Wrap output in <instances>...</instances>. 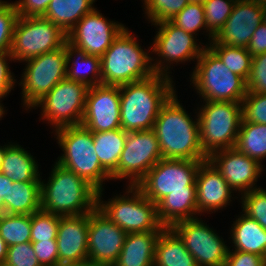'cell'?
<instances>
[{"mask_svg": "<svg viewBox=\"0 0 266 266\" xmlns=\"http://www.w3.org/2000/svg\"><path fill=\"white\" fill-rule=\"evenodd\" d=\"M172 78L154 74L119 86L120 123L126 132L152 130L163 105L176 92Z\"/></svg>", "mask_w": 266, "mask_h": 266, "instance_id": "obj_1", "label": "cell"}, {"mask_svg": "<svg viewBox=\"0 0 266 266\" xmlns=\"http://www.w3.org/2000/svg\"><path fill=\"white\" fill-rule=\"evenodd\" d=\"M176 92L163 105L153 131L165 159L205 161L208 156L200 145L198 117H192L180 104Z\"/></svg>", "mask_w": 266, "mask_h": 266, "instance_id": "obj_2", "label": "cell"}, {"mask_svg": "<svg viewBox=\"0 0 266 266\" xmlns=\"http://www.w3.org/2000/svg\"><path fill=\"white\" fill-rule=\"evenodd\" d=\"M49 180L41 179V209L58 216L92 212L97 190L85 179L55 162ZM46 182V183H45Z\"/></svg>", "mask_w": 266, "mask_h": 266, "instance_id": "obj_3", "label": "cell"}, {"mask_svg": "<svg viewBox=\"0 0 266 266\" xmlns=\"http://www.w3.org/2000/svg\"><path fill=\"white\" fill-rule=\"evenodd\" d=\"M128 30L126 27L100 57L104 85L121 86L155 74L151 65L154 57L142 49Z\"/></svg>", "mask_w": 266, "mask_h": 266, "instance_id": "obj_4", "label": "cell"}, {"mask_svg": "<svg viewBox=\"0 0 266 266\" xmlns=\"http://www.w3.org/2000/svg\"><path fill=\"white\" fill-rule=\"evenodd\" d=\"M53 131L64 152L56 163L85 179L97 191L104 190L103 181L112 179L95 152L93 132L82 125L65 126Z\"/></svg>", "mask_w": 266, "mask_h": 266, "instance_id": "obj_5", "label": "cell"}, {"mask_svg": "<svg viewBox=\"0 0 266 266\" xmlns=\"http://www.w3.org/2000/svg\"><path fill=\"white\" fill-rule=\"evenodd\" d=\"M196 63L190 85L195 87L203 102H241L246 96V81L230 71L209 46L204 48Z\"/></svg>", "mask_w": 266, "mask_h": 266, "instance_id": "obj_6", "label": "cell"}, {"mask_svg": "<svg viewBox=\"0 0 266 266\" xmlns=\"http://www.w3.org/2000/svg\"><path fill=\"white\" fill-rule=\"evenodd\" d=\"M102 192H97V208L127 234L166 228L158 220L156 204L136 186L128 185L124 196H115L110 201L101 200Z\"/></svg>", "mask_w": 266, "mask_h": 266, "instance_id": "obj_7", "label": "cell"}, {"mask_svg": "<svg viewBox=\"0 0 266 266\" xmlns=\"http://www.w3.org/2000/svg\"><path fill=\"white\" fill-rule=\"evenodd\" d=\"M204 104L196 112L203 152L209 156L217 150L234 148L242 121L241 102L204 101Z\"/></svg>", "mask_w": 266, "mask_h": 266, "instance_id": "obj_8", "label": "cell"}, {"mask_svg": "<svg viewBox=\"0 0 266 266\" xmlns=\"http://www.w3.org/2000/svg\"><path fill=\"white\" fill-rule=\"evenodd\" d=\"M67 34L44 17L19 16L12 37L10 55L13 61L24 62L61 48Z\"/></svg>", "mask_w": 266, "mask_h": 266, "instance_id": "obj_9", "label": "cell"}, {"mask_svg": "<svg viewBox=\"0 0 266 266\" xmlns=\"http://www.w3.org/2000/svg\"><path fill=\"white\" fill-rule=\"evenodd\" d=\"M21 74L22 101L26 110L33 108L55 85L66 78L67 56L65 44L56 50L24 61Z\"/></svg>", "mask_w": 266, "mask_h": 266, "instance_id": "obj_10", "label": "cell"}, {"mask_svg": "<svg viewBox=\"0 0 266 266\" xmlns=\"http://www.w3.org/2000/svg\"><path fill=\"white\" fill-rule=\"evenodd\" d=\"M202 162L162 158L136 187L155 204L172 191L196 190V175Z\"/></svg>", "mask_w": 266, "mask_h": 266, "instance_id": "obj_11", "label": "cell"}, {"mask_svg": "<svg viewBox=\"0 0 266 266\" xmlns=\"http://www.w3.org/2000/svg\"><path fill=\"white\" fill-rule=\"evenodd\" d=\"M155 25L158 28L154 37L151 53L158 55L155 62L151 61L154 73L171 78L169 72L171 64L184 63L196 60L200 57L206 46L198 45L196 36L187 33L174 25L170 20L161 21ZM168 71V72H167Z\"/></svg>", "mask_w": 266, "mask_h": 266, "instance_id": "obj_12", "label": "cell"}, {"mask_svg": "<svg viewBox=\"0 0 266 266\" xmlns=\"http://www.w3.org/2000/svg\"><path fill=\"white\" fill-rule=\"evenodd\" d=\"M89 87L67 78L58 82L35 107H41L42 120L55 130L65 126L81 125Z\"/></svg>", "mask_w": 266, "mask_h": 266, "instance_id": "obj_13", "label": "cell"}, {"mask_svg": "<svg viewBox=\"0 0 266 266\" xmlns=\"http://www.w3.org/2000/svg\"><path fill=\"white\" fill-rule=\"evenodd\" d=\"M162 158L159 142L153 130L128 132L118 167L111 174V179L128 178V185L136 186Z\"/></svg>", "mask_w": 266, "mask_h": 266, "instance_id": "obj_14", "label": "cell"}, {"mask_svg": "<svg viewBox=\"0 0 266 266\" xmlns=\"http://www.w3.org/2000/svg\"><path fill=\"white\" fill-rule=\"evenodd\" d=\"M170 228L184 242L197 266H224L229 248L223 238L202 219L182 220Z\"/></svg>", "mask_w": 266, "mask_h": 266, "instance_id": "obj_15", "label": "cell"}, {"mask_svg": "<svg viewBox=\"0 0 266 266\" xmlns=\"http://www.w3.org/2000/svg\"><path fill=\"white\" fill-rule=\"evenodd\" d=\"M127 233L97 207L89 213L88 262L92 266H113L122 250Z\"/></svg>", "mask_w": 266, "mask_h": 266, "instance_id": "obj_16", "label": "cell"}, {"mask_svg": "<svg viewBox=\"0 0 266 266\" xmlns=\"http://www.w3.org/2000/svg\"><path fill=\"white\" fill-rule=\"evenodd\" d=\"M96 9L77 22L67 34V41L88 55L101 57L126 27L107 20Z\"/></svg>", "mask_w": 266, "mask_h": 266, "instance_id": "obj_17", "label": "cell"}, {"mask_svg": "<svg viewBox=\"0 0 266 266\" xmlns=\"http://www.w3.org/2000/svg\"><path fill=\"white\" fill-rule=\"evenodd\" d=\"M120 111L119 86L89 87L81 125L93 133L120 129Z\"/></svg>", "mask_w": 266, "mask_h": 266, "instance_id": "obj_18", "label": "cell"}, {"mask_svg": "<svg viewBox=\"0 0 266 266\" xmlns=\"http://www.w3.org/2000/svg\"><path fill=\"white\" fill-rule=\"evenodd\" d=\"M208 160L222 174L232 190L244 194L257 187L263 165L234 148L214 151ZM255 186V187H254Z\"/></svg>", "mask_w": 266, "mask_h": 266, "instance_id": "obj_19", "label": "cell"}, {"mask_svg": "<svg viewBox=\"0 0 266 266\" xmlns=\"http://www.w3.org/2000/svg\"><path fill=\"white\" fill-rule=\"evenodd\" d=\"M262 22L261 5L253 0H237L232 13L213 40L218 44L247 48L253 33Z\"/></svg>", "mask_w": 266, "mask_h": 266, "instance_id": "obj_20", "label": "cell"}, {"mask_svg": "<svg viewBox=\"0 0 266 266\" xmlns=\"http://www.w3.org/2000/svg\"><path fill=\"white\" fill-rule=\"evenodd\" d=\"M88 224L89 213L61 216L56 238L60 263L88 262Z\"/></svg>", "mask_w": 266, "mask_h": 266, "instance_id": "obj_21", "label": "cell"}, {"mask_svg": "<svg viewBox=\"0 0 266 266\" xmlns=\"http://www.w3.org/2000/svg\"><path fill=\"white\" fill-rule=\"evenodd\" d=\"M195 183L198 213H215L230 205L234 190L208 159L200 164Z\"/></svg>", "mask_w": 266, "mask_h": 266, "instance_id": "obj_22", "label": "cell"}, {"mask_svg": "<svg viewBox=\"0 0 266 266\" xmlns=\"http://www.w3.org/2000/svg\"><path fill=\"white\" fill-rule=\"evenodd\" d=\"M161 232L128 233L113 266H154L156 243Z\"/></svg>", "mask_w": 266, "mask_h": 266, "instance_id": "obj_23", "label": "cell"}, {"mask_svg": "<svg viewBox=\"0 0 266 266\" xmlns=\"http://www.w3.org/2000/svg\"><path fill=\"white\" fill-rule=\"evenodd\" d=\"M157 216L164 227H171L182 220L198 218L196 190L172 191L157 204Z\"/></svg>", "mask_w": 266, "mask_h": 266, "instance_id": "obj_24", "label": "cell"}, {"mask_svg": "<svg viewBox=\"0 0 266 266\" xmlns=\"http://www.w3.org/2000/svg\"><path fill=\"white\" fill-rule=\"evenodd\" d=\"M65 51L67 56V79L84 83L88 87L102 84L101 64L99 56L88 55L84 50L73 46L68 41L65 42ZM75 57L76 59H73ZM71 61L72 64H70Z\"/></svg>", "mask_w": 266, "mask_h": 266, "instance_id": "obj_25", "label": "cell"}, {"mask_svg": "<svg viewBox=\"0 0 266 266\" xmlns=\"http://www.w3.org/2000/svg\"><path fill=\"white\" fill-rule=\"evenodd\" d=\"M5 150L0 172L13 182H41L35 158L18 143H9Z\"/></svg>", "mask_w": 266, "mask_h": 266, "instance_id": "obj_26", "label": "cell"}, {"mask_svg": "<svg viewBox=\"0 0 266 266\" xmlns=\"http://www.w3.org/2000/svg\"><path fill=\"white\" fill-rule=\"evenodd\" d=\"M231 228L229 238H232L235 250L255 253L266 259V230L255 219L243 212Z\"/></svg>", "mask_w": 266, "mask_h": 266, "instance_id": "obj_27", "label": "cell"}, {"mask_svg": "<svg viewBox=\"0 0 266 266\" xmlns=\"http://www.w3.org/2000/svg\"><path fill=\"white\" fill-rule=\"evenodd\" d=\"M154 266H197V263L180 237L166 227L156 243Z\"/></svg>", "mask_w": 266, "mask_h": 266, "instance_id": "obj_28", "label": "cell"}, {"mask_svg": "<svg viewBox=\"0 0 266 266\" xmlns=\"http://www.w3.org/2000/svg\"><path fill=\"white\" fill-rule=\"evenodd\" d=\"M3 202L6 214L32 215L41 209V182H14Z\"/></svg>", "mask_w": 266, "mask_h": 266, "instance_id": "obj_29", "label": "cell"}, {"mask_svg": "<svg viewBox=\"0 0 266 266\" xmlns=\"http://www.w3.org/2000/svg\"><path fill=\"white\" fill-rule=\"evenodd\" d=\"M96 0H52L45 14L42 16L58 25L66 34L86 14L94 9Z\"/></svg>", "mask_w": 266, "mask_h": 266, "instance_id": "obj_30", "label": "cell"}, {"mask_svg": "<svg viewBox=\"0 0 266 266\" xmlns=\"http://www.w3.org/2000/svg\"><path fill=\"white\" fill-rule=\"evenodd\" d=\"M127 133L123 129H114L106 132H94L93 140L95 152L101 166L111 175L118 167Z\"/></svg>", "mask_w": 266, "mask_h": 266, "instance_id": "obj_31", "label": "cell"}, {"mask_svg": "<svg viewBox=\"0 0 266 266\" xmlns=\"http://www.w3.org/2000/svg\"><path fill=\"white\" fill-rule=\"evenodd\" d=\"M235 148L261 164L266 158V124L241 121Z\"/></svg>", "mask_w": 266, "mask_h": 266, "instance_id": "obj_32", "label": "cell"}, {"mask_svg": "<svg viewBox=\"0 0 266 266\" xmlns=\"http://www.w3.org/2000/svg\"><path fill=\"white\" fill-rule=\"evenodd\" d=\"M207 44L230 71L247 81L251 71L253 57L247 48L218 44L214 40Z\"/></svg>", "mask_w": 266, "mask_h": 266, "instance_id": "obj_33", "label": "cell"}, {"mask_svg": "<svg viewBox=\"0 0 266 266\" xmlns=\"http://www.w3.org/2000/svg\"><path fill=\"white\" fill-rule=\"evenodd\" d=\"M31 215L3 214L0 216V236L7 247L31 241Z\"/></svg>", "mask_w": 266, "mask_h": 266, "instance_id": "obj_34", "label": "cell"}, {"mask_svg": "<svg viewBox=\"0 0 266 266\" xmlns=\"http://www.w3.org/2000/svg\"><path fill=\"white\" fill-rule=\"evenodd\" d=\"M237 0H206L202 5L206 19V28L209 43L222 29L228 17L232 13ZM209 31V32H208Z\"/></svg>", "mask_w": 266, "mask_h": 266, "instance_id": "obj_35", "label": "cell"}, {"mask_svg": "<svg viewBox=\"0 0 266 266\" xmlns=\"http://www.w3.org/2000/svg\"><path fill=\"white\" fill-rule=\"evenodd\" d=\"M61 216L39 209L31 215V242L56 239Z\"/></svg>", "mask_w": 266, "mask_h": 266, "instance_id": "obj_36", "label": "cell"}, {"mask_svg": "<svg viewBox=\"0 0 266 266\" xmlns=\"http://www.w3.org/2000/svg\"><path fill=\"white\" fill-rule=\"evenodd\" d=\"M170 21L177 27L194 36L198 35V32L201 29L206 30L207 32L206 19L202 4L189 3Z\"/></svg>", "mask_w": 266, "mask_h": 266, "instance_id": "obj_37", "label": "cell"}, {"mask_svg": "<svg viewBox=\"0 0 266 266\" xmlns=\"http://www.w3.org/2000/svg\"><path fill=\"white\" fill-rule=\"evenodd\" d=\"M145 14L152 24L171 20L185 6L188 0H143Z\"/></svg>", "mask_w": 266, "mask_h": 266, "instance_id": "obj_38", "label": "cell"}, {"mask_svg": "<svg viewBox=\"0 0 266 266\" xmlns=\"http://www.w3.org/2000/svg\"><path fill=\"white\" fill-rule=\"evenodd\" d=\"M19 15L15 4L0 0V53H9Z\"/></svg>", "mask_w": 266, "mask_h": 266, "instance_id": "obj_39", "label": "cell"}, {"mask_svg": "<svg viewBox=\"0 0 266 266\" xmlns=\"http://www.w3.org/2000/svg\"><path fill=\"white\" fill-rule=\"evenodd\" d=\"M241 196L242 212L255 219L266 230V190L257 188Z\"/></svg>", "mask_w": 266, "mask_h": 266, "instance_id": "obj_40", "label": "cell"}, {"mask_svg": "<svg viewBox=\"0 0 266 266\" xmlns=\"http://www.w3.org/2000/svg\"><path fill=\"white\" fill-rule=\"evenodd\" d=\"M241 106L242 121L266 124V94L247 92Z\"/></svg>", "mask_w": 266, "mask_h": 266, "instance_id": "obj_41", "label": "cell"}, {"mask_svg": "<svg viewBox=\"0 0 266 266\" xmlns=\"http://www.w3.org/2000/svg\"><path fill=\"white\" fill-rule=\"evenodd\" d=\"M5 266H41L31 241L8 247Z\"/></svg>", "mask_w": 266, "mask_h": 266, "instance_id": "obj_42", "label": "cell"}, {"mask_svg": "<svg viewBox=\"0 0 266 266\" xmlns=\"http://www.w3.org/2000/svg\"><path fill=\"white\" fill-rule=\"evenodd\" d=\"M246 85L247 92L266 94V53L252 57L251 71Z\"/></svg>", "mask_w": 266, "mask_h": 266, "instance_id": "obj_43", "label": "cell"}, {"mask_svg": "<svg viewBox=\"0 0 266 266\" xmlns=\"http://www.w3.org/2000/svg\"><path fill=\"white\" fill-rule=\"evenodd\" d=\"M32 245L41 266H53L59 262L56 239L32 242Z\"/></svg>", "mask_w": 266, "mask_h": 266, "instance_id": "obj_44", "label": "cell"}, {"mask_svg": "<svg viewBox=\"0 0 266 266\" xmlns=\"http://www.w3.org/2000/svg\"><path fill=\"white\" fill-rule=\"evenodd\" d=\"M224 266H266V259L255 253L230 250L229 247Z\"/></svg>", "mask_w": 266, "mask_h": 266, "instance_id": "obj_45", "label": "cell"}, {"mask_svg": "<svg viewBox=\"0 0 266 266\" xmlns=\"http://www.w3.org/2000/svg\"><path fill=\"white\" fill-rule=\"evenodd\" d=\"M12 61L13 58L9 53H0V101L6 97L14 88L17 79H14L13 73H11L8 65V61Z\"/></svg>", "mask_w": 266, "mask_h": 266, "instance_id": "obj_46", "label": "cell"}, {"mask_svg": "<svg viewBox=\"0 0 266 266\" xmlns=\"http://www.w3.org/2000/svg\"><path fill=\"white\" fill-rule=\"evenodd\" d=\"M52 0H19L14 2L18 15L25 17L43 16Z\"/></svg>", "mask_w": 266, "mask_h": 266, "instance_id": "obj_47", "label": "cell"}, {"mask_svg": "<svg viewBox=\"0 0 266 266\" xmlns=\"http://www.w3.org/2000/svg\"><path fill=\"white\" fill-rule=\"evenodd\" d=\"M248 52L252 55L266 53V24L261 23L253 33L249 45L247 46Z\"/></svg>", "mask_w": 266, "mask_h": 266, "instance_id": "obj_48", "label": "cell"}, {"mask_svg": "<svg viewBox=\"0 0 266 266\" xmlns=\"http://www.w3.org/2000/svg\"><path fill=\"white\" fill-rule=\"evenodd\" d=\"M13 181L0 172V216L5 214V205L3 198L8 196L10 186H13Z\"/></svg>", "mask_w": 266, "mask_h": 266, "instance_id": "obj_49", "label": "cell"}, {"mask_svg": "<svg viewBox=\"0 0 266 266\" xmlns=\"http://www.w3.org/2000/svg\"><path fill=\"white\" fill-rule=\"evenodd\" d=\"M8 247L4 239L0 236V265H4L7 257Z\"/></svg>", "mask_w": 266, "mask_h": 266, "instance_id": "obj_50", "label": "cell"}, {"mask_svg": "<svg viewBox=\"0 0 266 266\" xmlns=\"http://www.w3.org/2000/svg\"><path fill=\"white\" fill-rule=\"evenodd\" d=\"M53 266H92L89 262L82 264L55 263Z\"/></svg>", "mask_w": 266, "mask_h": 266, "instance_id": "obj_51", "label": "cell"}, {"mask_svg": "<svg viewBox=\"0 0 266 266\" xmlns=\"http://www.w3.org/2000/svg\"><path fill=\"white\" fill-rule=\"evenodd\" d=\"M10 145L6 144L4 146L0 145V168H1V164L3 162V156L5 154V150L9 147Z\"/></svg>", "mask_w": 266, "mask_h": 266, "instance_id": "obj_52", "label": "cell"}, {"mask_svg": "<svg viewBox=\"0 0 266 266\" xmlns=\"http://www.w3.org/2000/svg\"><path fill=\"white\" fill-rule=\"evenodd\" d=\"M2 101H0V120L3 117V115H5V110H4V106H2L3 104H1Z\"/></svg>", "mask_w": 266, "mask_h": 266, "instance_id": "obj_53", "label": "cell"}, {"mask_svg": "<svg viewBox=\"0 0 266 266\" xmlns=\"http://www.w3.org/2000/svg\"><path fill=\"white\" fill-rule=\"evenodd\" d=\"M206 0H188L189 3L203 4Z\"/></svg>", "mask_w": 266, "mask_h": 266, "instance_id": "obj_54", "label": "cell"}, {"mask_svg": "<svg viewBox=\"0 0 266 266\" xmlns=\"http://www.w3.org/2000/svg\"><path fill=\"white\" fill-rule=\"evenodd\" d=\"M263 10V23L266 24V4L262 6Z\"/></svg>", "mask_w": 266, "mask_h": 266, "instance_id": "obj_55", "label": "cell"}, {"mask_svg": "<svg viewBox=\"0 0 266 266\" xmlns=\"http://www.w3.org/2000/svg\"><path fill=\"white\" fill-rule=\"evenodd\" d=\"M253 1H255L256 3H258L261 6L266 4V0H253Z\"/></svg>", "mask_w": 266, "mask_h": 266, "instance_id": "obj_56", "label": "cell"}]
</instances>
